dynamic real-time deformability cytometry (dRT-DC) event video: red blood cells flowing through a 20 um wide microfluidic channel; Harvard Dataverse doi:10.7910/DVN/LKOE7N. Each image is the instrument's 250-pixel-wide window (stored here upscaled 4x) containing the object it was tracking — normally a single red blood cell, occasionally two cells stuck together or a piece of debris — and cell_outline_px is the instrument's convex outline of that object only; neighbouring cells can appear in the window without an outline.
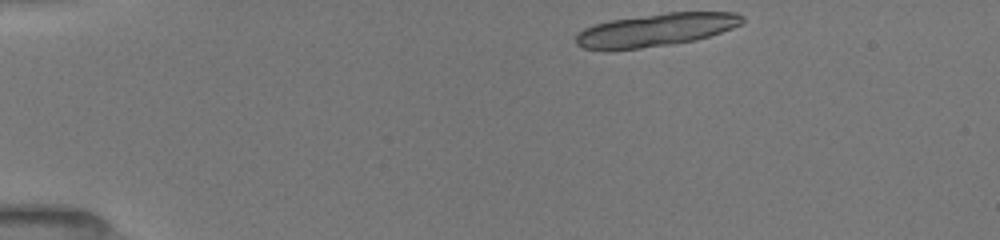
{"species": "common noctule bat (a hibernating species)", "species_latin": "Nyctalus noctula", "temperature_condition": "room temperature", "stored_images_in_passage": 16, "camera_frame_rate_fps": 3000, "um_per_image_px": 0.085, "animal": {"sex": "female", "body_mass_g": 19.5, "forearm_length_mm": 54.1}, "frame": {"image": 1, "passage_image": 1, "time_ms": 0.0, "image_size_px": [1000, 240], "cell_outline_px": [[744, 20], [740, 24], [732, 28], [696, 40], [672, 44], [612, 52], [608, 52], [584, 48], [576, 44], [576, 36], [584, 28], [596, 24], [612, 20], [668, 12], [736, 12], [744, 16]], "centroid_in_image_um": [55.72, 2.57], "position_along_channel_um": 29.3, "area_um2": 32.08}}